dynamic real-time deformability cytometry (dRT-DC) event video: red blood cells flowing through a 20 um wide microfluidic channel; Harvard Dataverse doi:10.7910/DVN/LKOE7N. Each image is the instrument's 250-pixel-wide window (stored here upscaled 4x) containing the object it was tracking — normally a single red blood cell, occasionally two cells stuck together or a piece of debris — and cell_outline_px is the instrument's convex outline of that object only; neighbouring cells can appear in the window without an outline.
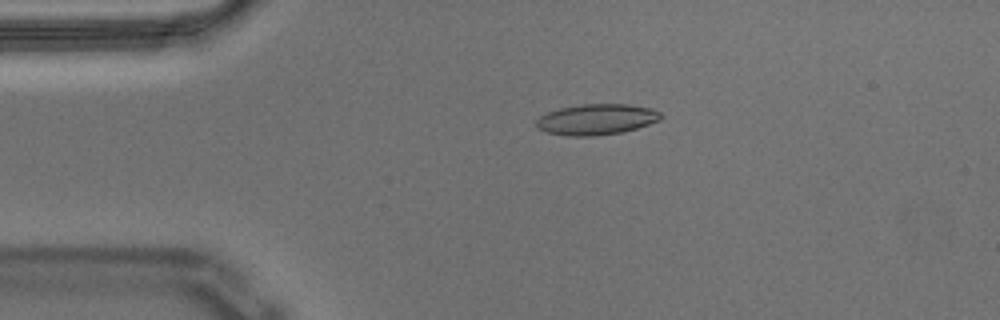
{"species": "Egyptian fruit bat (a non-hibernating species)", "species_latin": "Rousettus aegyptiacus", "temperature_condition": "warm", "stored_images_in_passage": 56, "camera_frame_rate_fps": 3000, "um_per_image_px": 0.085, "animal": {"sex": "male"}, "frame": {"image": 1, "passage_image": 11, "time_ms": 3.333, "image_size_px": [1000, 320], "cell_outline_px": [[664, 116], [660, 120], [636, 128], [620, 132], [592, 136], [568, 136], [548, 132], [536, 128], [536, 120], [540, 116], [548, 112], [560, 108], [580, 104], [628, 104], [652, 108], [660, 112]], "centroid_in_image_um": [50.71, 10.14], "position_along_channel_um": 34.3, "area_um2": 22.31}}
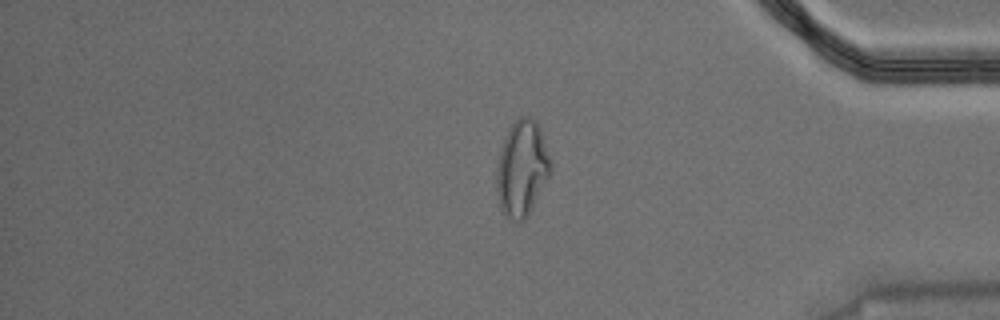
{"frame": {"image": 2, "passage_image": 46, "time_ms": 15.0, "image_size_px": [1000, 320], "cell_outline_px": [[552, 168], [528, 216], [524, 220], [516, 220], [504, 216], [500, 208], [496, 188], [496, 168], [500, 152], [504, 140], [512, 124], [520, 116], [528, 116], [536, 120], [540, 128], [552, 160]], "centroid_in_image_um": [44.37, 14.31], "position_along_channel_um": 390.8, "area_um2": 30.06}}
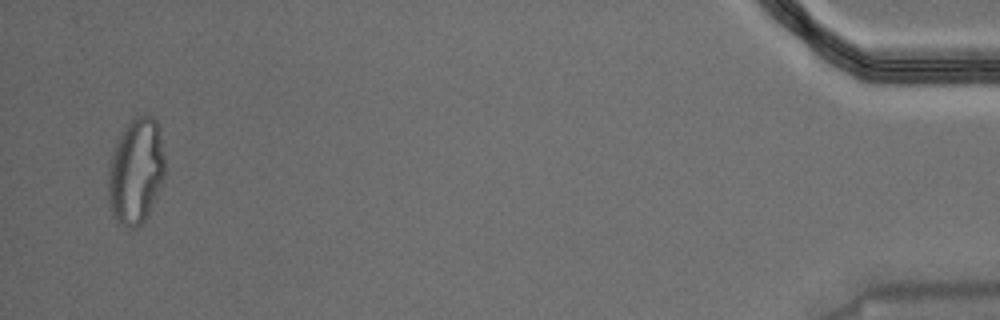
{"frame": {"image": 3, "passage_image": 54, "time_ms": 17.667, "image_size_px": [1000, 320], "cell_outline_px": [[164, 180], [144, 220], [136, 228], [128, 228], [116, 224], [112, 216], [108, 200], [108, 164], [116, 140], [132, 116], [152, 116], [156, 120], [160, 132], [164, 156]], "centroid_in_image_um": [11.52, 14.56], "position_along_channel_um": 423.7, "area_um2": 35.43}, "authors_computed_cell_mechanics": {"area_um2": 22.2819, "velocity_mm_per_s": 3.5615, "shape_relaxation_time_tau1_ms": null, "shape_relaxation_time_tau2_ms": 1.5818, "deformation_change_tau1": null, "deformation_change_tau2": 0.0998}}